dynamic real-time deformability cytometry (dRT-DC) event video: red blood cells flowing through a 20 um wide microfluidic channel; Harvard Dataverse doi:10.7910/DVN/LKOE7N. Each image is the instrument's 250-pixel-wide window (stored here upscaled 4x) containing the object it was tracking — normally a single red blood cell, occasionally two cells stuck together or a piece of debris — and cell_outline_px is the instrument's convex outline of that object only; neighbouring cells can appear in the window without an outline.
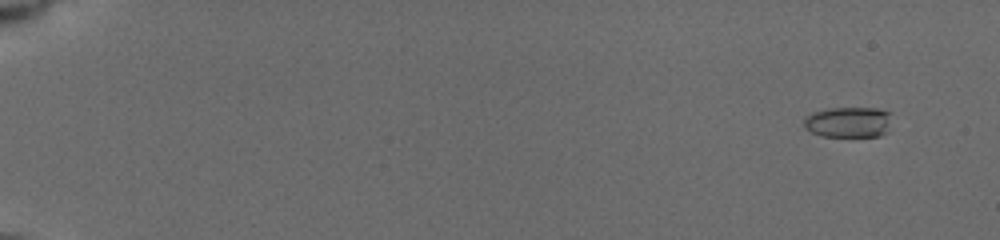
{"species": "common noctule bat (a hibernating species)", "species_latin": "Nyctalus noctula", "temperature_condition": "cold", "stored_images_in_passage": 49, "camera_frame_rate_fps": 3000, "um_per_image_px": 0.085, "animal": {"sex": "female", "body_mass_g": 19.5, "forearm_length_mm": 54.1}, "frame": {"image": 1, "passage_image": 2, "time_ms": 0.333, "image_size_px": [1000, 240], "cell_outline_px": [[888, 132], [880, 136], [820, 136], [804, 128], [804, 120], [812, 112], [828, 108], [876, 108], [888, 112]], "centroid_in_image_um": [72.08, 10.39], "position_along_channel_um": 12.9, "area_um2": 15.55}}
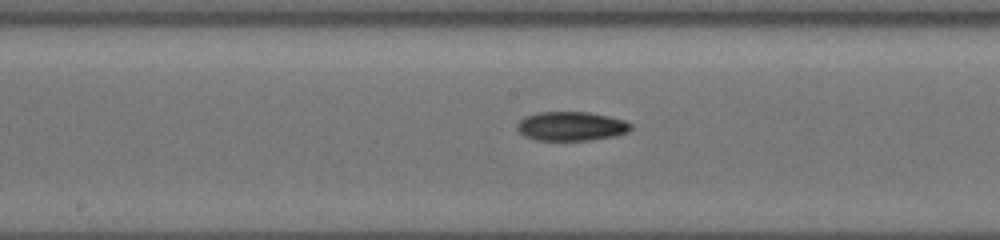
{"frame": {"image": 2, "passage_image": 31, "time_ms": 9.667, "image_size_px": [1000, 240], "cell_outline_px": [[632, 128], [628, 132], [616, 136], [592, 140], [536, 140], [524, 136], [516, 128], [516, 124], [524, 116], [536, 112], [588, 112], [608, 116], [624, 120], [632, 124]], "centroid_in_image_um": [48.55, 10.73], "position_along_channel_um": 199.7, "area_um2": 19.48}}
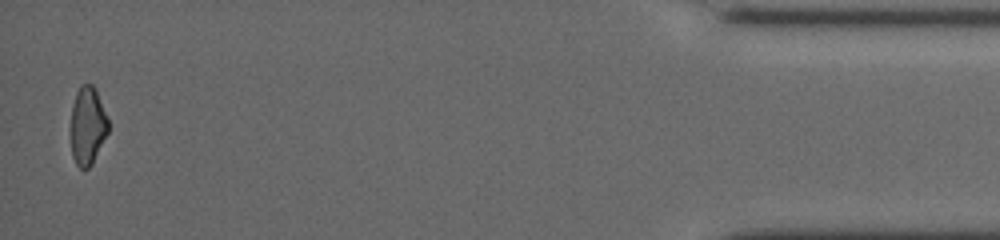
{"frame": {"image": 3, "passage_image": 49, "time_ms": 17.333, "image_size_px": [1000, 240], "cell_outline_px": [[108, 132], [92, 164], [88, 168], [80, 168], [76, 164], [72, 156], [72, 104], [76, 92], [80, 84], [92, 84], [96, 88], [108, 120]], "centroid_in_image_um": [7.45, 10.66], "position_along_channel_um": 427.7, "area_um2": 16.88}, "authors_computed_cell_mechanics": {"area_um2": 17.9758, "velocity_mm_per_s": 3.9083, "shape_relaxation_time_tau1_ms": 5.7374, "shape_relaxation_time_tau2_ms": 7.9548, "deformation_change_tau1": 0.1514, "deformation_change_tau2": 0.1579}}